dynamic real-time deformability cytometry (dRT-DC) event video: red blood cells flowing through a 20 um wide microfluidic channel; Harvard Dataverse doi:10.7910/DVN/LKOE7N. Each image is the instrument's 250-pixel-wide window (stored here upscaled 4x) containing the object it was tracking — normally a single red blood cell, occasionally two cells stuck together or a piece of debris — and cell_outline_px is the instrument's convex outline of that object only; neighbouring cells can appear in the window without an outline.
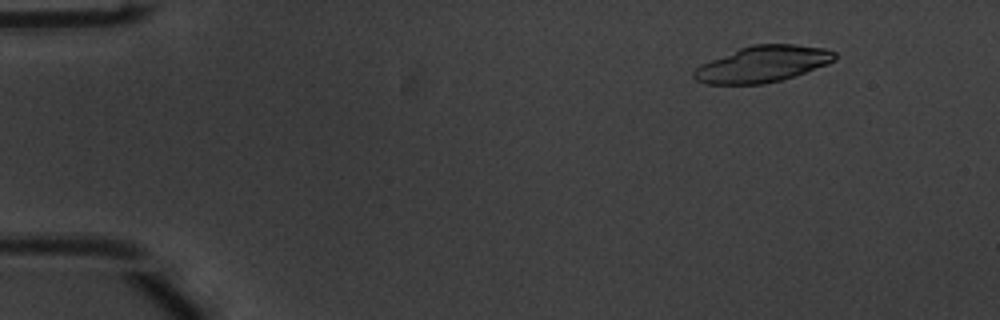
{"species": "common noctule bat (a hibernating species)", "species_latin": "Nyctalus noctula", "temperature_condition": "warm", "stored_images_in_passage": 47, "camera_frame_rate_fps": 3000, "um_per_image_px": 0.085, "animal": {"sex": "male", "body_mass_g": 20.1, "forearm_length_mm": 53.5}, "frame": {"image": 1, "passage_image": 1, "time_ms": 0.0, "image_size_px": [1000, 320], "cell_outline_px": [[836, 60], [828, 64], [780, 80], [764, 84], [704, 84], [696, 80], [692, 76], [692, 72], [700, 64], [740, 48], [752, 44], [792, 44], [824, 48], [836, 52]], "centroid_in_image_um": [64.8, 5.44], "position_along_channel_um": 20.2, "area_um2": 29.65}}